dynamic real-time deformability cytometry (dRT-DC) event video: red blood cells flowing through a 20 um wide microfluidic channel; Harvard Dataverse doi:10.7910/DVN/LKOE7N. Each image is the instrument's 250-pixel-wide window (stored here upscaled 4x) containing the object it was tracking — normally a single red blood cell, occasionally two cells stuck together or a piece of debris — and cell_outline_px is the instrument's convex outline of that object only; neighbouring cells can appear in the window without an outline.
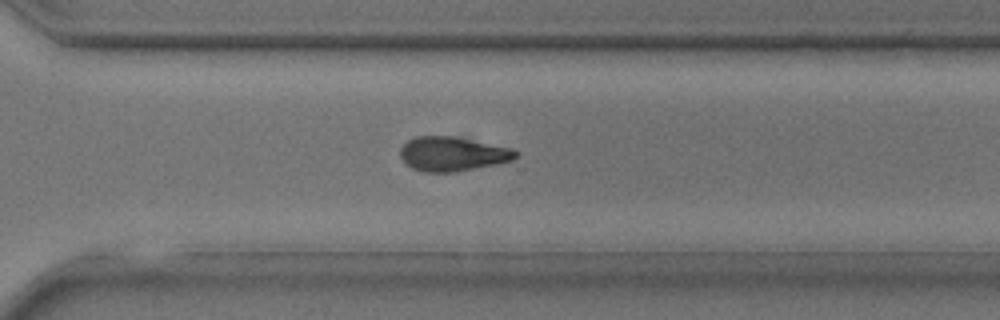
{"species": "common noctule bat (a hibernating species)", "species_latin": "Nyctalus noctula", "temperature_condition": "room temperature", "stored_images_in_passage": 27, "camera_frame_rate_fps": 3000, "um_per_image_px": 0.085, "animal": {"sex": "male", "body_mass_g": 17.9, "forearm_length_mm": 54.2}, "frame": {"image": 1, "passage_image": 23, "time_ms": 7.333, "image_size_px": [1000, 320], "cell_outline_px": [[520, 152], [512, 160], [496, 164], [452, 172], [424, 172], [412, 168], [400, 156], [400, 148], [408, 140], [416, 136], [452, 136], [512, 148]], "centroid_in_image_um": [38.46, 13.08], "position_along_channel_um": 332.1, "area_um2": 22.83}}